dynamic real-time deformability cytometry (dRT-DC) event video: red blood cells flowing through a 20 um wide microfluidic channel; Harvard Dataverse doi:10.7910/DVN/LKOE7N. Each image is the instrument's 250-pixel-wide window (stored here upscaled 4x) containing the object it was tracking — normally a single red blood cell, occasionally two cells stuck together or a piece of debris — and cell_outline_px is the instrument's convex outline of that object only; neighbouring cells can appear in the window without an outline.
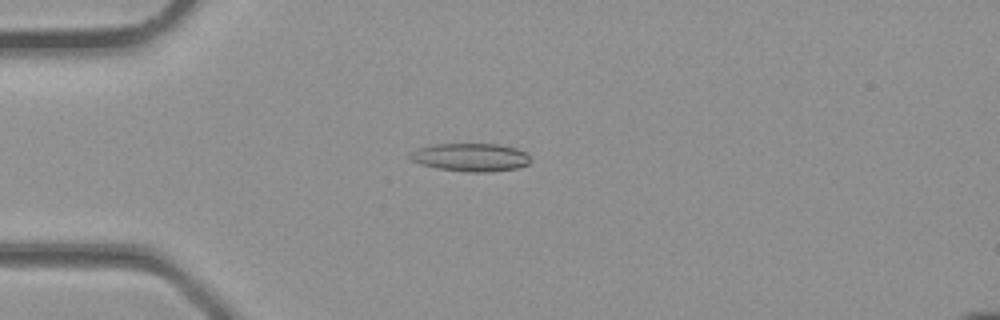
{"species": "common noctule bat (a hibernating species)", "species_latin": "Nyctalus noctula", "temperature_condition": "room temperature", "stored_images_in_passage": 33, "camera_frame_rate_fps": 3000, "um_per_image_px": 0.085, "animal": {"sex": "male", "body_mass_g": 23.1, "forearm_length_mm": 52.7}, "frame": {"image": 1, "passage_image": 8, "time_ms": 2.333, "image_size_px": [1000, 320], "cell_outline_px": [[532, 160], [528, 164], [516, 168], [484, 172], [468, 172], [440, 168], [420, 164], [412, 160], [408, 156], [416, 148], [436, 144], [500, 144], [516, 148], [524, 152]], "centroid_in_image_um": [40.0, 13.36], "position_along_channel_um": 45.0, "area_um2": 19.54}}
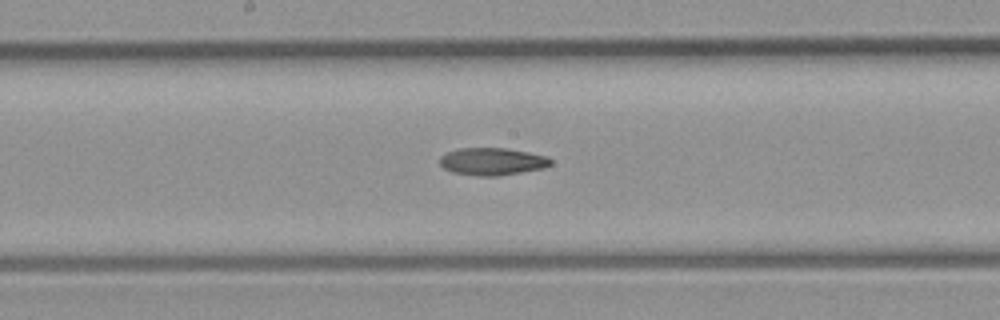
{"frame": {"image": 2, "passage_image": 17, "time_ms": 5.333, "image_size_px": [1000, 320], "cell_outline_px": [[552, 164], [544, 168], [500, 176], [476, 176], [452, 172], [444, 168], [440, 164], [440, 156], [448, 152], [460, 148], [504, 148], [528, 152], [548, 156], [552, 160]], "centroid_in_image_um": [41.86, 13.73], "position_along_channel_um": 206.3, "area_um2": 17.8}}
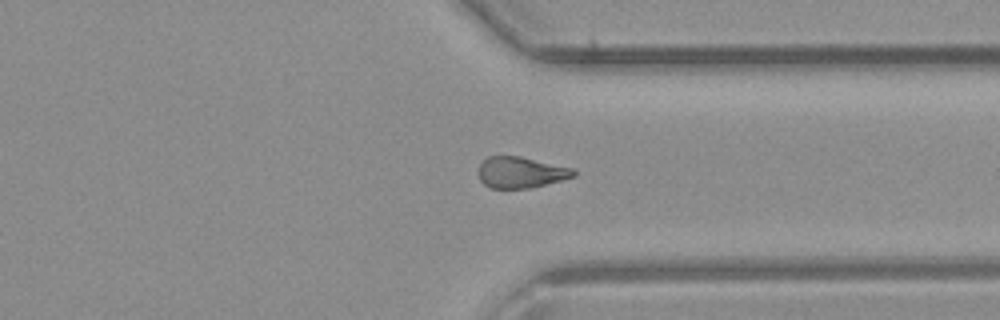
{"frame": {"image": 3, "passage_image": 25, "time_ms": 8.0, "image_size_px": [1000, 320], "cell_outline_px": [[576, 176], [532, 188], [488, 188], [480, 180], [480, 164], [488, 156], [520, 156], [572, 168], [576, 172]], "centroid_in_image_um": [44.28, 14.66], "position_along_channel_um": 367.1, "area_um2": 17.17}}